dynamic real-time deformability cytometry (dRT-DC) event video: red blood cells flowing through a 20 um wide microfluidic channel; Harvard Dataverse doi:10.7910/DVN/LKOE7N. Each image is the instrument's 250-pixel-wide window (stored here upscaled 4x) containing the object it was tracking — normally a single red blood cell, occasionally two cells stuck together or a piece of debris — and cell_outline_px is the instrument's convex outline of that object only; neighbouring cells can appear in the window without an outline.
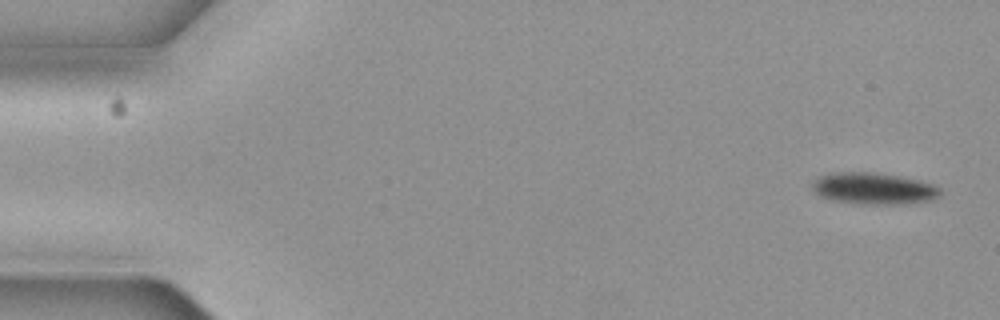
{"species": "common noctule bat (a hibernating species)", "species_latin": "Nyctalus noctula", "temperature_condition": "cold", "stored_images_in_passage": 5, "camera_frame_rate_fps": 3000, "um_per_image_px": 0.085, "animal": {"sex": "female", "body_mass_g": 19.3, "forearm_length_mm": 54.1}, "frame": {"image": 1, "passage_image": 1, "time_ms": 0.0, "image_size_px": [1000, 320], "cell_outline_px": [[940, 196], [932, 200], [908, 204], [856, 204], [832, 200], [820, 196], [812, 188], [812, 184], [820, 176], [840, 172], [872, 172], [900, 176], [932, 184], [940, 188]], "centroid_in_image_um": [74.29, 16.04], "position_along_channel_um": 10.7, "area_um2": 23.52}}